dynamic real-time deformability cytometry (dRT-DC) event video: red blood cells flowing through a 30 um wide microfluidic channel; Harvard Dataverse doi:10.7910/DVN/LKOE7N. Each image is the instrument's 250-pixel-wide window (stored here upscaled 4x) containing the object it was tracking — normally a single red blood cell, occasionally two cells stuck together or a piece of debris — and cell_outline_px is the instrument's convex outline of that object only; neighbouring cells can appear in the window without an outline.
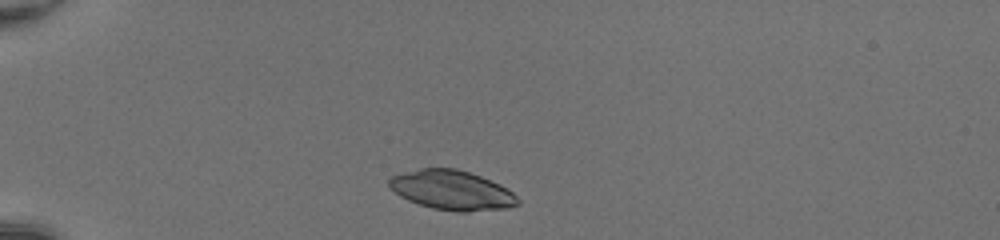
{"species": "common noctule bat (a hibernating species)", "species_latin": "Nyctalus noctula", "temperature_condition": "room temperature", "stored_images_in_passage": 33, "camera_frame_rate_fps": 3000, "um_per_image_px": 0.085, "animal": {"sex": "female", "body_mass_g": 20.0, "forearm_length_mm": 54.0}, "frame": {"image": 1, "passage_image": 1, "time_ms": 0.0, "image_size_px": [1000, 240], "cell_outline_px": [[520, 204], [508, 208], [468, 212], [456, 212], [432, 208], [408, 200], [400, 196], [388, 184], [388, 180], [392, 176], [420, 168], [456, 168], [480, 176], [500, 184], [512, 192], [520, 200]], "centroid_in_image_um": [38.44, 16.17], "position_along_channel_um": 46.6, "area_um2": 29.54}}
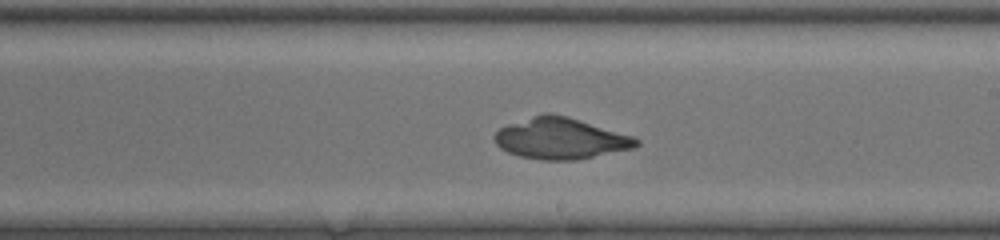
{"frame": {"image": 2, "passage_image": 18, "time_ms": 5.667, "image_size_px": [1000, 240], "cell_outline_px": [[640, 144], [636, 148], [576, 160], [540, 160], [520, 156], [508, 152], [500, 148], [496, 144], [492, 136], [500, 128], [508, 124], [544, 112], [552, 112], [568, 116], [632, 136], [640, 140]], "centroid_in_image_um": [47.65, 11.77], "position_along_channel_um": 241.4, "area_um2": 34.22}}
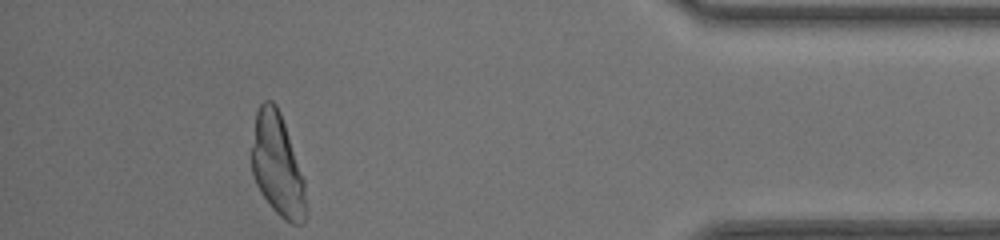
{"frame": {"image": 3, "passage_image": 33, "time_ms": 10.667, "image_size_px": [1000, 240], "cell_outline_px": [[308, 212], [304, 224], [292, 224], [284, 220], [272, 208], [260, 192], [256, 184], [252, 172], [248, 156], [256, 112], [260, 104], [264, 100], [272, 100], [276, 104], [280, 112], [304, 180], [308, 208]], "centroid_in_image_um": [23.55, 14.06], "position_along_channel_um": 411.6, "area_um2": 33.18}}